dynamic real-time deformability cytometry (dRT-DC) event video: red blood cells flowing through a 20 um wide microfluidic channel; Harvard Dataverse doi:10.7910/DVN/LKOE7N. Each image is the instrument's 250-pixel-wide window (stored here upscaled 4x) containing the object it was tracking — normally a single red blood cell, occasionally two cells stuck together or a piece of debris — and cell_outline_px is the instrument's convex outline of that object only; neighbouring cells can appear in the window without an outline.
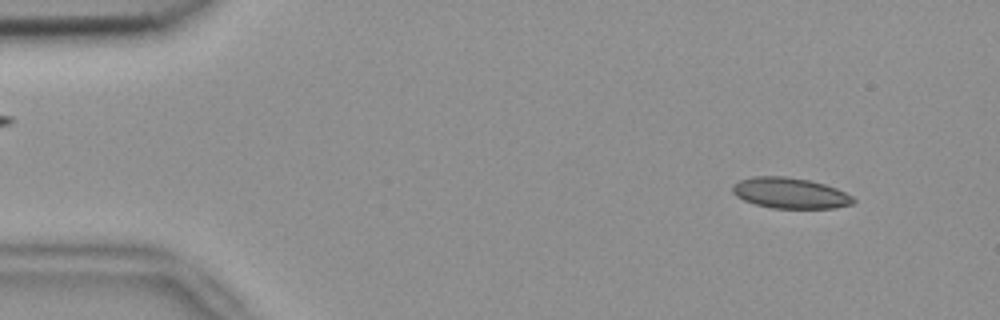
{"species": "common noctule bat (a hibernating species)", "species_latin": "Nyctalus noctula", "temperature_condition": "room temperature", "stored_images_in_passage": 53, "camera_frame_rate_fps": 3000, "um_per_image_px": 0.085, "animal": {"sex": "female", "body_mass_g": 18.4}, "frame": {"image": 1, "passage_image": 5, "time_ms": 1.333, "image_size_px": [1000, 320], "cell_outline_px": [[856, 200], [852, 204], [836, 208], [772, 208], [756, 204], [744, 200], [736, 196], [732, 192], [732, 184], [740, 180], [752, 176], [784, 176], [808, 180], [824, 184], [836, 188], [852, 196]], "centroid_in_image_um": [67.14, 16.41], "position_along_channel_um": 17.9, "area_um2": 21.62}}
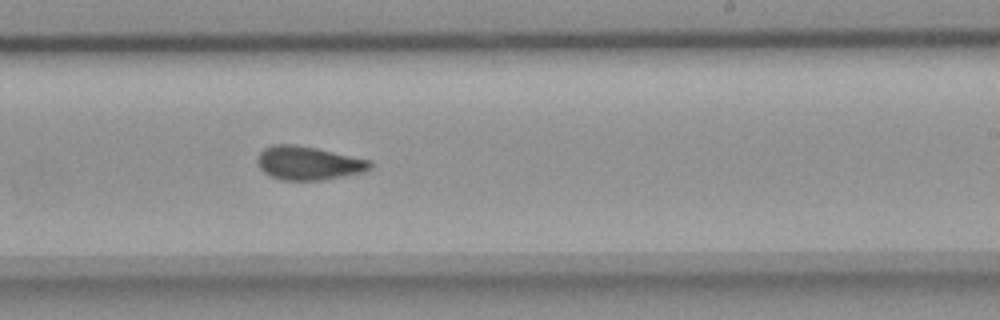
{"frame": {"image": 2, "passage_image": 32, "time_ms": 10.333, "image_size_px": [1000, 320], "cell_outline_px": [[372, 168], [364, 172], [324, 180], [284, 180], [272, 176], [264, 172], [260, 168], [256, 160], [260, 152], [264, 148], [272, 144], [296, 144], [316, 148], [372, 160]], "centroid_in_image_um": [26.24, 13.85], "position_along_channel_um": 262.8, "area_um2": 22.2}}
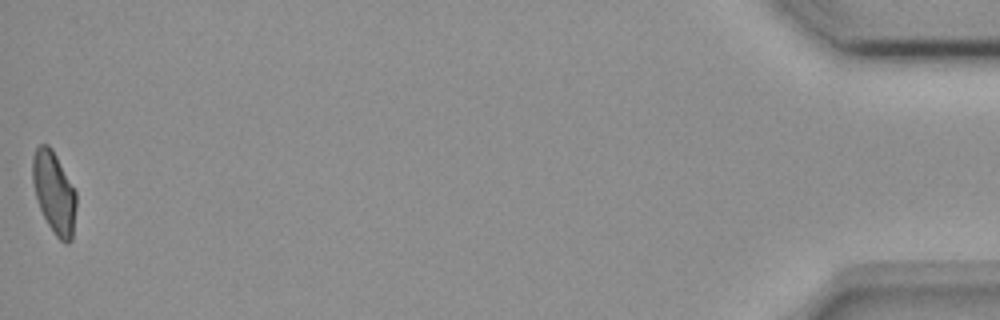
{"frame": {"image": 3, "passage_image": 53, "time_ms": 17.333, "image_size_px": [1000, 320], "cell_outline_px": [[76, 208], [72, 240], [68, 244], [64, 244], [56, 236], [48, 224], [40, 208], [36, 196], [32, 180], [32, 156], [36, 148], [40, 144], [48, 144], [52, 148], [76, 192]], "centroid_in_image_um": [4.6, 16.37], "position_along_channel_um": 430.6, "area_um2": 20.81}, "authors_computed_cell_mechanics": {"area_um2": 21.7328, "velocity_mm_per_s": 3.7797, "shape_relaxation_time_tau1_ms": null, "shape_relaxation_time_tau2_ms": 2.3284, "deformation_change_tau1": null, "deformation_change_tau2": 0.0827}}